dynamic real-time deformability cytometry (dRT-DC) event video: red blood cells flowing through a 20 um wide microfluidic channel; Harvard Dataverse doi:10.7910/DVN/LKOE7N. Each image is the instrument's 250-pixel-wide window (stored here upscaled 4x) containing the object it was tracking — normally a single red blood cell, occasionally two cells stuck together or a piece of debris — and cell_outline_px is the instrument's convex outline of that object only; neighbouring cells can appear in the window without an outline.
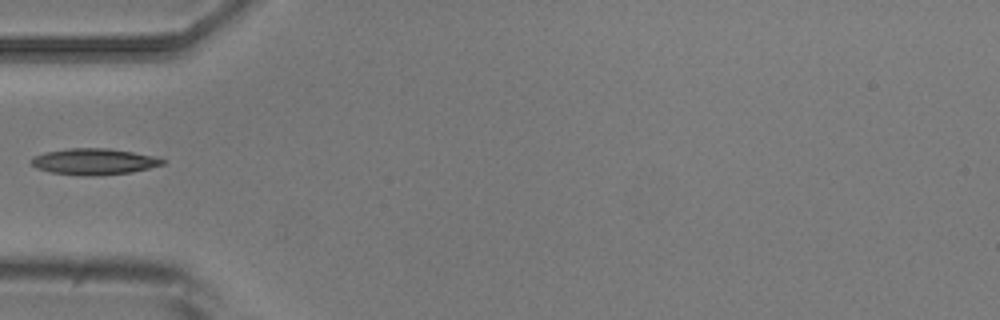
{"species": "common noctule bat (a hibernating species)", "species_latin": "Nyctalus noctula", "temperature_condition": "room temperature", "stored_images_in_passage": 2, "camera_frame_rate_fps": 3000, "um_per_image_px": 0.085, "animal": {"sex": "male", "body_mass_g": 20.5, "forearm_length_mm": 52.5}, "frame": {"image": 1, "passage_image": 1, "time_ms": 0.0, "image_size_px": [1000, 320], "cell_outline_px": [[168, 160], [164, 164], [132, 172], [92, 176], [84, 176], [52, 172], [36, 168], [28, 160], [32, 156], [44, 152], [68, 148], [108, 148], [132, 152], [152, 156]], "centroid_in_image_um": [7.95, 13.73], "position_along_channel_um": 77.0, "area_um2": 20.11}}
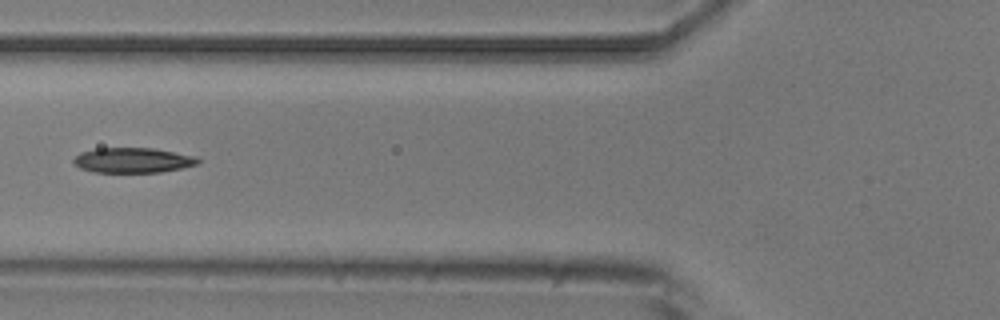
{"frame": {"image": 2, "passage_image": 2, "time_ms": 1.0, "image_size_px": [1000, 320], "cell_outline_px": [[200, 160], [196, 164], [180, 168], [160, 172], [96, 172], [80, 168], [72, 160], [80, 152], [96, 148], [152, 148], [196, 156]], "centroid_in_image_um": [11.27, 13.61], "position_along_channel_um": 114.5, "area_um2": 17.98}}